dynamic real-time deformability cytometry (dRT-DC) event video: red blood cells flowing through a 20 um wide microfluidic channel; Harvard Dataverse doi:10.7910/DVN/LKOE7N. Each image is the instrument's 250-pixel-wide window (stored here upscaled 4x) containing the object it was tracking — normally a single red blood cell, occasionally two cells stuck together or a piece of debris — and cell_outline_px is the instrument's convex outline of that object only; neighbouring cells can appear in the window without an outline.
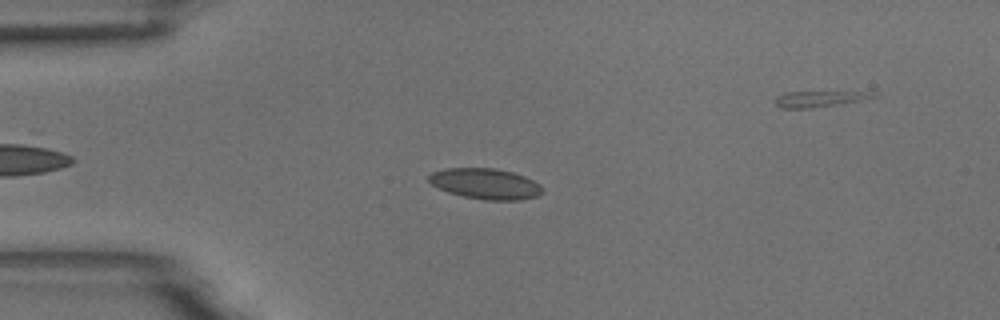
{"species": "common noctule bat (a hibernating species)", "species_latin": "Nyctalus noctula", "temperature_condition": "room temperature", "stored_images_in_passage": 6, "camera_frame_rate_fps": 3000, "um_per_image_px": 0.085, "animal": {"sex": "male", "body_mass_g": 18.8}, "frame": {"image": 1, "passage_image": 3, "time_ms": 0.667, "image_size_px": [1000, 320], "cell_outline_px": [[544, 192], [536, 196], [520, 200], [484, 200], [464, 196], [448, 192], [432, 184], [428, 180], [428, 176], [432, 172], [444, 168], [496, 168], [512, 172], [524, 176], [540, 184], [544, 188]], "centroid_in_image_um": [41.28, 15.61], "position_along_channel_um": 43.7, "area_um2": 20.35}}